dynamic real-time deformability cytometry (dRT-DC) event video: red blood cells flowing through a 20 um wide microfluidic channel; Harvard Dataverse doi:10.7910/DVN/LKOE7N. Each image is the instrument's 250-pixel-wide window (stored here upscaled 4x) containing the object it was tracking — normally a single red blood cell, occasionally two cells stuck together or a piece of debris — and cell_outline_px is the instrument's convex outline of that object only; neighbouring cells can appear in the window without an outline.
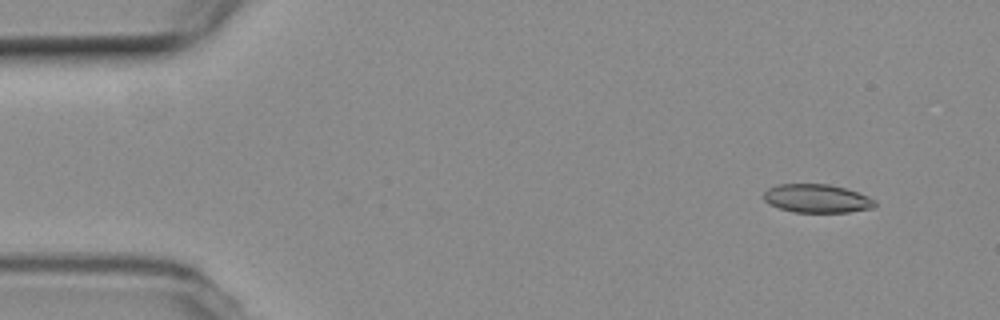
{"species": "common noctule bat (a hibernating species)", "species_latin": "Nyctalus noctula", "temperature_condition": "room temperature", "stored_images_in_passage": 46, "camera_frame_rate_fps": 3000, "um_per_image_px": 0.085, "animal": {"sex": "female", "body_mass_g": 19.3, "forearm_length_mm": 54.1}, "frame": {"image": 1, "passage_image": 1, "time_ms": 0.0, "image_size_px": [1000, 320], "cell_outline_px": [[876, 204], [872, 208], [848, 212], [792, 212], [768, 204], [764, 200], [764, 192], [768, 188], [780, 184], [828, 184], [844, 188], [868, 196], [876, 200]], "centroid_in_image_um": [69.42, 16.87], "position_along_channel_um": 15.6, "area_um2": 18.38}}
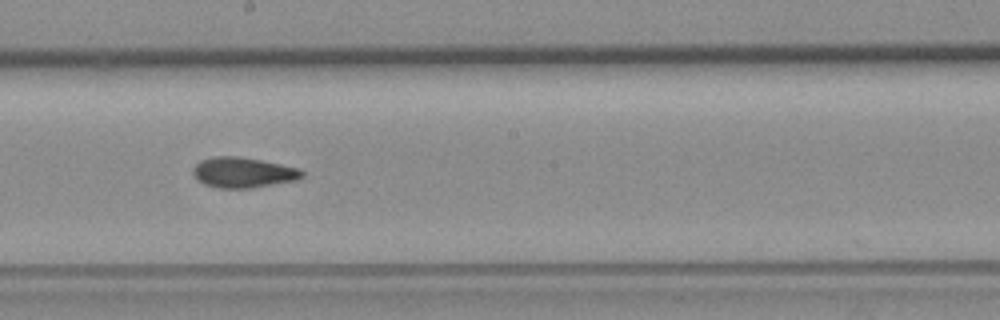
{"frame": {"image": 2, "passage_image": 26, "time_ms": 8.333, "image_size_px": [1000, 320], "cell_outline_px": [[304, 176], [296, 180], [252, 188], [220, 188], [204, 184], [192, 172], [192, 168], [200, 160], [216, 156], [236, 156], [260, 160], [300, 168], [304, 172]], "centroid_in_image_um": [20.68, 14.66], "position_along_channel_um": 227.5, "area_um2": 19.19}}
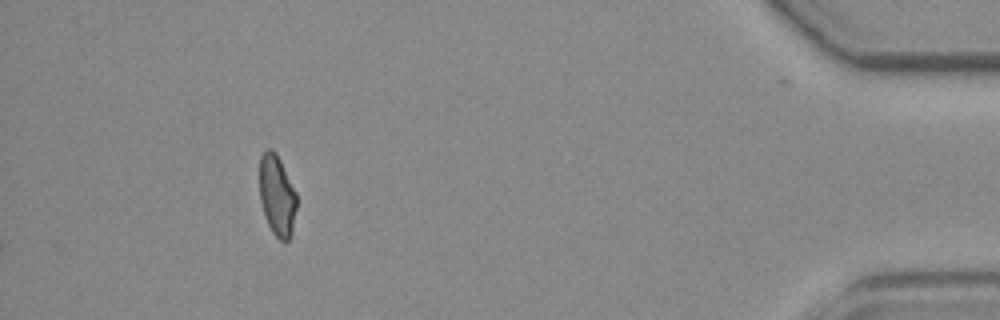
{"frame": {"image": 3, "passage_image": 46, "time_ms": 15.0, "image_size_px": [1000, 320], "cell_outline_px": [[296, 208], [292, 232], [288, 240], [284, 244], [272, 232], [268, 224], [260, 200], [260, 156], [268, 148], [272, 148], [276, 152], [296, 192]], "centroid_in_image_um": [23.55, 16.62], "position_along_channel_um": 411.7, "area_um2": 17.4}, "authors_computed_cell_mechanics": {"area_um2": 18.8717, "velocity_mm_per_s": 3.7628, "shape_relaxation_time_tau1_ms": null, "shape_relaxation_time_tau2_ms": 3.6023, "deformation_change_tau1": null, "deformation_change_tau2": 0.0968}}